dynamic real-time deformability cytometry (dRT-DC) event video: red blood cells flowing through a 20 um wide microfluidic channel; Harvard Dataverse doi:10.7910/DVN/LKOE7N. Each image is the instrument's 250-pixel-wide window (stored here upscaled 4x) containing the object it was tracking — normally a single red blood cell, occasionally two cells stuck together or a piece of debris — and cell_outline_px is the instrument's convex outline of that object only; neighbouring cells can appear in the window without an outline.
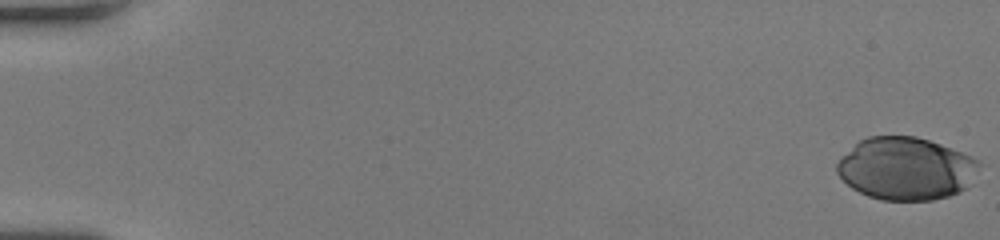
{"species": "human", "species_latin": "Homo sapiens", "temperature_condition": "room temperature", "stored_images_in_passage": 53, "camera_frame_rate_fps": 3000, "um_per_image_px": 0.085, "donor": {"sex": "female"}, "frame": {"image": 1, "passage_image": 1, "time_ms": 0.0, "image_size_px": [1000, 240], "cell_outline_px": [[980, 164], [968, 188], [960, 192], [948, 196], [932, 200], [880, 200], [868, 196], [852, 188], [836, 172], [836, 164], [860, 140], [868, 136], [916, 136], [940, 144], [972, 156], [980, 160]], "centroid_in_image_um": [77.04, 14.34], "position_along_channel_um": 8.0, "area_um2": 51.67}}
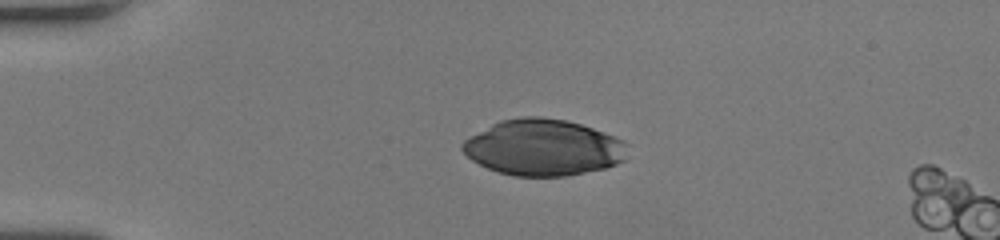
{"frame": {"image": 2, "passage_image": 14, "time_ms": 4.333, "image_size_px": [1000, 240], "cell_outline_px": [[628, 144], [624, 160], [616, 164], [604, 168], [564, 176], [512, 176], [496, 172], [472, 160], [460, 148], [460, 144], [468, 136], [500, 120], [524, 116], [540, 116], [564, 120], [580, 124], [592, 128], [624, 140]], "centroid_in_image_um": [46.15, 12.53], "position_along_channel_um": 38.9, "area_um2": 54.1}}